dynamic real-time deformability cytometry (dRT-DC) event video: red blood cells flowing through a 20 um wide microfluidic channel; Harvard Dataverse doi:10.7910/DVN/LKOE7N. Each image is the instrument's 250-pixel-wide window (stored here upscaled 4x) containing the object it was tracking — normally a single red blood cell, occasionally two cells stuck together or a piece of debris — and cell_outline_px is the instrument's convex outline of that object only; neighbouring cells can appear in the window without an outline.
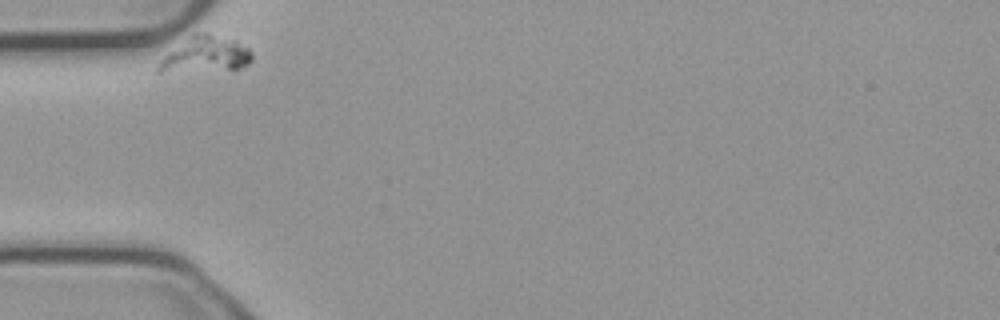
{"species": "common noctule bat (a hibernating species)", "species_latin": "Nyctalus noctula", "temperature_condition": "cold", "stored_images_in_passage": 34, "camera_frame_rate_fps": 3000, "um_per_image_px": 0.085, "animal": {"sex": "male", "body_mass_g": 23.1, "forearm_length_mm": 52.7}, "frame": {"image": 1, "passage_image": 1, "time_ms": 0.0, "image_size_px": [1000, 320], "cell_outline_px": [[252, 60], [248, 64], [240, 68], [160, 72], [156, 72], [156, 68], [172, 52], [196, 32], [208, 32], [236, 40], [248, 48], [252, 52]], "centroid_in_image_um": [17.58, 4.62], "position_along_channel_um": 67.4, "area_um2": 18.61}}
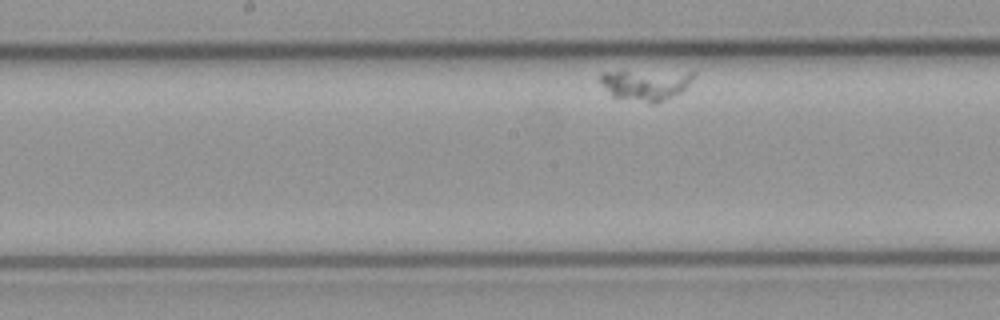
{"frame": {"image": 2, "passage_image": 15, "time_ms": 4.667, "image_size_px": [1000, 320], "cell_outline_px": [[696, 72], [684, 88], [680, 92], [656, 104], [652, 104], [616, 100], [600, 84], [600, 76], [604, 72]], "centroid_in_image_um": [54.79, 7.26], "position_along_channel_um": 193.4, "area_um2": 16.7}}
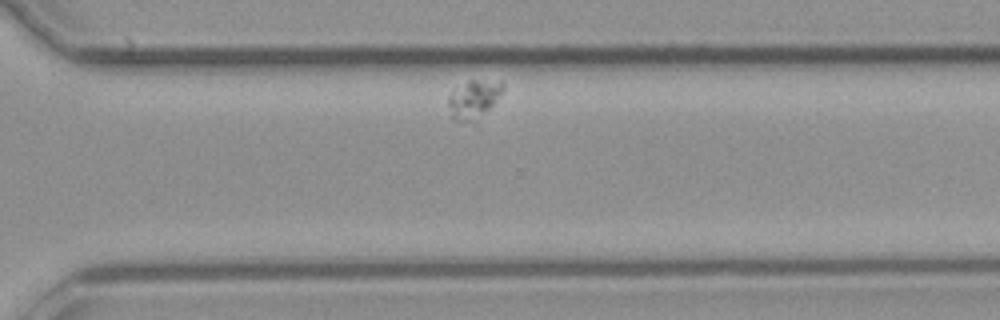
{"frame": {"image": 3, "passage_image": 29, "time_ms": 9.333, "image_size_px": [1000, 320], "cell_outline_px": [[504, 88], [492, 104], [488, 108], [464, 120], [452, 120], [448, 104], [448, 96], [468, 80], [500, 80], [504, 84]], "centroid_in_image_um": [40.25, 8.33], "position_along_channel_um": 330.4, "area_um2": 11.21}}